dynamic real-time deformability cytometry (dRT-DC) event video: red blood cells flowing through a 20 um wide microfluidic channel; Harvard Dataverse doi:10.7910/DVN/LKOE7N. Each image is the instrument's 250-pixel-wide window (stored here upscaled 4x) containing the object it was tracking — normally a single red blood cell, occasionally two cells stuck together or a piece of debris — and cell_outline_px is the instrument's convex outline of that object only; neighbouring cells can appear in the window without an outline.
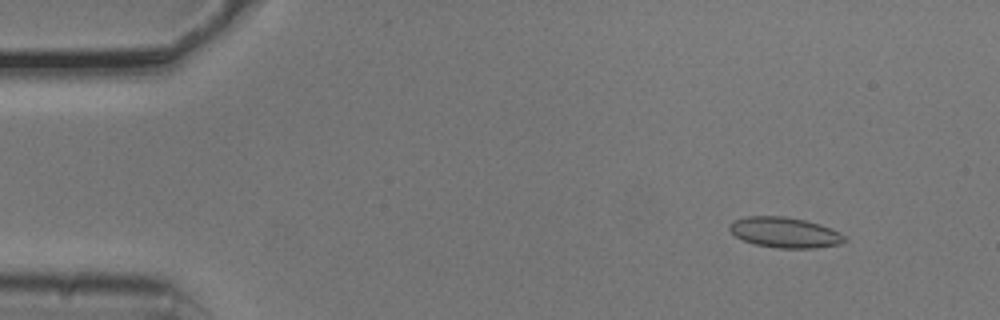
{"species": "common noctule bat (a hibernating species)", "species_latin": "Nyctalus noctula", "temperature_condition": "cold", "stored_images_in_passage": 54, "camera_frame_rate_fps": 3000, "um_per_image_px": 0.085, "animal": {"sex": "male", "body_mass_g": 20.5, "forearm_length_mm": 52.5}, "frame": {"image": 1, "passage_image": 6, "time_ms": 1.667, "image_size_px": [1000, 320], "cell_outline_px": [[848, 240], [840, 244], [812, 248], [776, 248], [756, 244], [744, 240], [736, 236], [728, 228], [728, 224], [732, 220], [744, 216], [784, 216], [804, 220], [820, 224], [832, 228], [840, 232]], "centroid_in_image_um": [66.7, 19.75], "position_along_channel_um": 18.3, "area_um2": 20.52}}
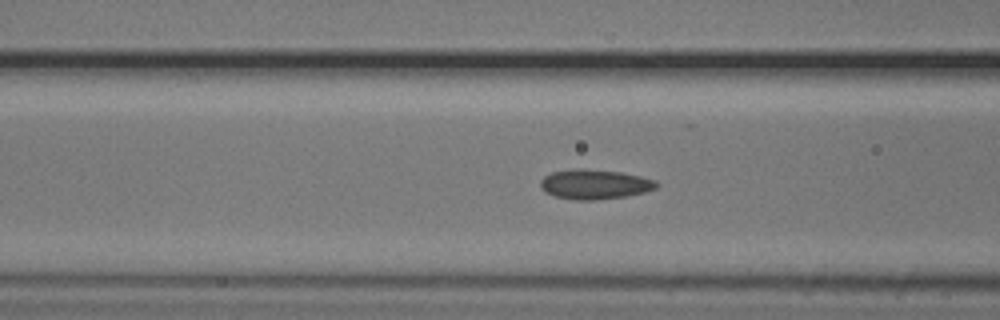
{"frame": {"image": 2, "passage_image": 21, "time_ms": 6.667, "image_size_px": [1000, 320], "cell_outline_px": [[660, 184], [656, 188], [644, 192], [628, 196], [596, 200], [576, 200], [556, 196], [544, 192], [540, 188], [540, 180], [544, 176], [552, 172], [576, 168], [584, 168], [620, 172], [640, 176], [656, 180]], "centroid_in_image_um": [50.54, 15.66], "position_along_channel_um": 116.1, "area_um2": 20.29}}
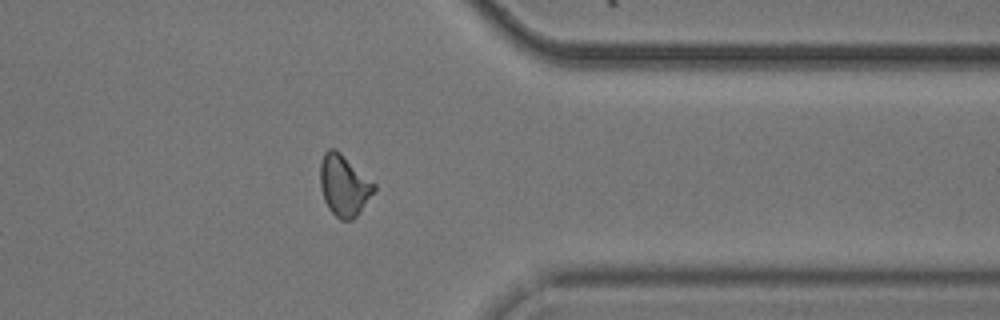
{"frame": {"image": 3, "passage_image": 43, "time_ms": 14.0, "image_size_px": [1000, 320], "cell_outline_px": [[376, 188], [356, 216], [352, 220], [340, 220], [328, 208], [324, 200], [320, 188], [320, 164], [324, 152], [328, 148], [336, 148], [376, 184]], "centroid_in_image_um": [29.21, 15.74], "position_along_channel_um": 382.2, "area_um2": 19.19}, "authors_computed_cell_mechanics": {"area_um2": 19.074, "velocity_mm_per_s": 3.7633, "shape_relaxation_time_tau1_ms": null, "shape_relaxation_time_tau2_ms": 2.3855, "deformation_change_tau1": null, "deformation_change_tau2": 0.0857}}